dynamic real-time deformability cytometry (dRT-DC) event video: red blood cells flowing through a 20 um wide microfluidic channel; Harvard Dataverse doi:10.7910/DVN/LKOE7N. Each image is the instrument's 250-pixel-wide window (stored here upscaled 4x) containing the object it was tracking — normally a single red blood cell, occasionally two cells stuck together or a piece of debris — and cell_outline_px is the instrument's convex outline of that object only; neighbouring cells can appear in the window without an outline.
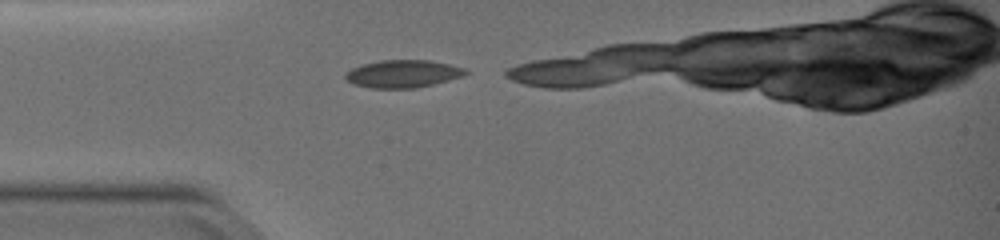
{"species": "common noctule bat (a hibernating species)", "species_latin": "Nyctalus noctula", "temperature_condition": "warm", "stored_images_in_passage": 6, "camera_frame_rate_fps": 3000, "um_per_image_px": 0.085, "animal": {"sex": "female", "body_mass_g": 19.0, "forearm_length_mm": 51.5}, "frame": {"image": 1, "passage_image": 1, "time_ms": 0.0, "image_size_px": [1000, 240], "cell_outline_px": [[468, 72], [464, 76], [416, 88], [372, 88], [352, 84], [344, 80], [344, 72], [352, 68], [364, 64], [380, 60], [428, 60], [468, 68]], "centroid_in_image_um": [34.22, 6.27], "position_along_channel_um": 50.8, "area_um2": 19.48}}
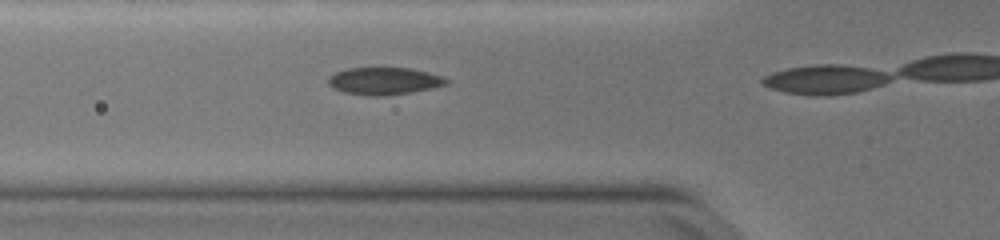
{"frame": {"image": 2, "passage_image": 5, "time_ms": 1.333, "image_size_px": [1000, 240], "cell_outline_px": [[448, 84], [432, 88], [384, 96], [368, 96], [344, 92], [332, 88], [328, 84], [328, 76], [336, 72], [348, 68], [412, 68], [444, 76], [448, 80]], "centroid_in_image_um": [32.64, 6.88], "position_along_channel_um": 93.2, "area_um2": 18.84}}